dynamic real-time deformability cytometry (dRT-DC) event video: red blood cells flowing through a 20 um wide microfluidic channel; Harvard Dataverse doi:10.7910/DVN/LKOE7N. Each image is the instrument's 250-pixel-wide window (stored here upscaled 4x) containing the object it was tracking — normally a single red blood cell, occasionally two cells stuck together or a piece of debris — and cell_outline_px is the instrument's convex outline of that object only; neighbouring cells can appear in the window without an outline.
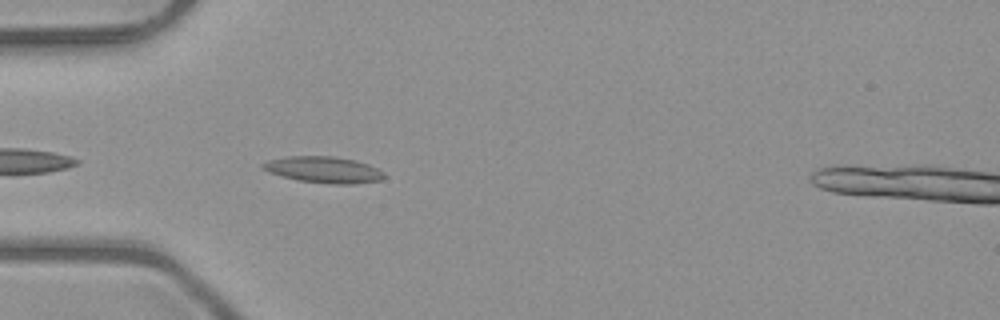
{"species": "common noctule bat (a hibernating species)", "species_latin": "Nyctalus noctula", "temperature_condition": "room temperature", "stored_images_in_passage": 8, "camera_frame_rate_fps": 3000, "um_per_image_px": 0.085, "animal": {"sex": "male", "body_mass_g": 23.1, "forearm_length_mm": 52.7}, "frame": {"image": 1, "passage_image": 3, "time_ms": 0.667, "image_size_px": [1000, 320], "cell_outline_px": [[384, 176], [380, 180], [356, 184], [332, 184], [300, 180], [268, 172], [260, 168], [260, 164], [268, 160], [284, 156], [332, 156], [356, 160], [368, 164], [384, 172]], "centroid_in_image_um": [27.48, 14.41], "position_along_channel_um": 57.5, "area_um2": 18.61}}